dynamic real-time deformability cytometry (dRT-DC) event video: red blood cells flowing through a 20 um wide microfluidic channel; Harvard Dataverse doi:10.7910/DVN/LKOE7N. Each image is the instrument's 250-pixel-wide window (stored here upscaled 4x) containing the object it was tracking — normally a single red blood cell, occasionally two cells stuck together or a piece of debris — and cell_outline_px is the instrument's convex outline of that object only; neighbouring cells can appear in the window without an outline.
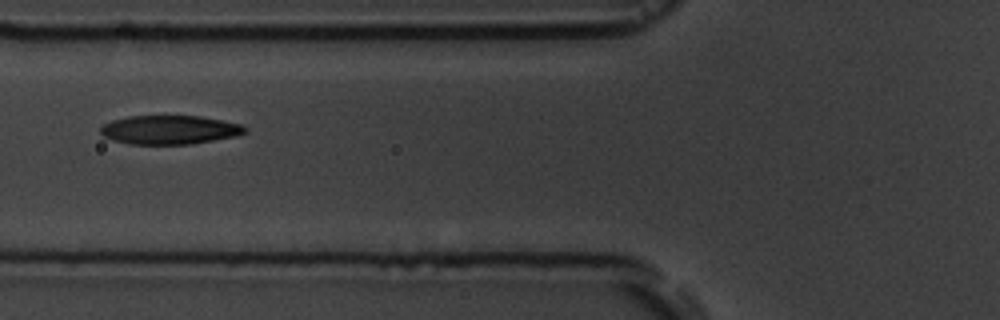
{"species": "common noctule bat (a hibernating species)", "species_latin": "Nyctalus noctula", "temperature_condition": "room temperature", "stored_images_in_passage": 5, "camera_frame_rate_fps": 3000, "um_per_image_px": 0.085, "animal": {"sex": "male", "body_mass_g": 19.5, "forearm_length_mm": 54.6}, "frame": {"image": 1, "passage_image": 5, "time_ms": 4.333, "image_size_px": [1000, 320], "cell_outline_px": [[248, 132], [236, 136], [192, 144], [128, 144], [112, 140], [104, 136], [100, 132], [100, 128], [104, 124], [112, 120], [128, 116], [200, 116], [224, 120], [240, 124], [248, 128]], "centroid_in_image_um": [14.44, 11.03], "position_along_channel_um": 111.4, "area_um2": 24.45}}